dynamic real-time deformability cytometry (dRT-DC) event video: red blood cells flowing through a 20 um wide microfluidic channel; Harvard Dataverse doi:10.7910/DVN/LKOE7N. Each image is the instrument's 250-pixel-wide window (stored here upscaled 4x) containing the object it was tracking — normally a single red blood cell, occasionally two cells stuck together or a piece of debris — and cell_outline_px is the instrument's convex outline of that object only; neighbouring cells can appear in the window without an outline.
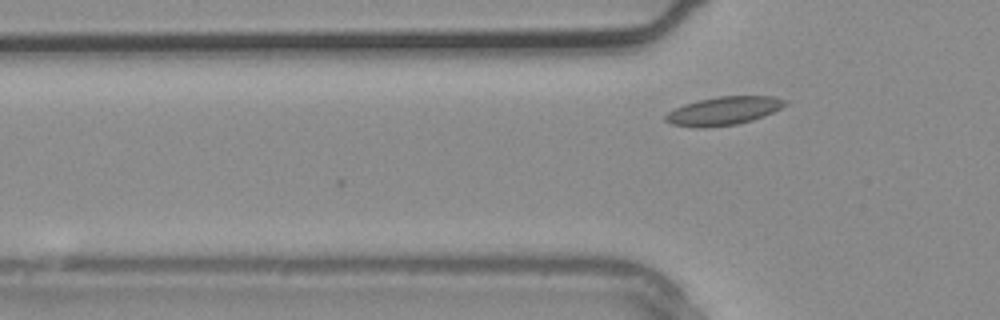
{"species": "common noctule bat (a hibernating species)", "species_latin": "Nyctalus noctula", "temperature_condition": "warm", "stored_images_in_passage": 3, "camera_frame_rate_fps": 3000, "um_per_image_px": 0.085, "animal": {"sex": "male", "body_mass_g": 20.4}, "frame": {"image": 1, "passage_image": 2, "time_ms": 0.333, "image_size_px": [1000, 320], "cell_outline_px": [[788, 104], [764, 116], [752, 120], [736, 124], [704, 128], [696, 128], [672, 124], [664, 120], [664, 116], [668, 112], [684, 104], [716, 96], [776, 96], [788, 100]], "centroid_in_image_um": [61.52, 9.42], "position_along_channel_um": 64.3, "area_um2": 19.83}}